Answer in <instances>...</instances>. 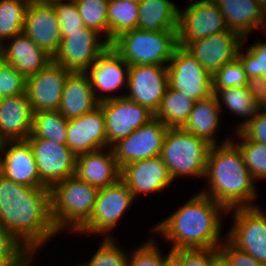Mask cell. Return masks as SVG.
Masks as SVG:
<instances>
[{"label":"cell","mask_w":266,"mask_h":266,"mask_svg":"<svg viewBox=\"0 0 266 266\" xmlns=\"http://www.w3.org/2000/svg\"><path fill=\"white\" fill-rule=\"evenodd\" d=\"M204 180L205 188L199 191L227 211L258 205L257 182L252 178L239 148L232 141L211 145Z\"/></svg>","instance_id":"obj_3"},{"label":"cell","mask_w":266,"mask_h":266,"mask_svg":"<svg viewBox=\"0 0 266 266\" xmlns=\"http://www.w3.org/2000/svg\"><path fill=\"white\" fill-rule=\"evenodd\" d=\"M254 41L244 53L243 45H246V39H243L242 46L237 53V59L241 62L249 80L258 85L266 79V41Z\"/></svg>","instance_id":"obj_36"},{"label":"cell","mask_w":266,"mask_h":266,"mask_svg":"<svg viewBox=\"0 0 266 266\" xmlns=\"http://www.w3.org/2000/svg\"><path fill=\"white\" fill-rule=\"evenodd\" d=\"M109 0H75L84 26L99 33L108 42L107 4Z\"/></svg>","instance_id":"obj_37"},{"label":"cell","mask_w":266,"mask_h":266,"mask_svg":"<svg viewBox=\"0 0 266 266\" xmlns=\"http://www.w3.org/2000/svg\"><path fill=\"white\" fill-rule=\"evenodd\" d=\"M167 131L168 127L154 117L126 138L119 140L112 146L119 167L160 156Z\"/></svg>","instance_id":"obj_14"},{"label":"cell","mask_w":266,"mask_h":266,"mask_svg":"<svg viewBox=\"0 0 266 266\" xmlns=\"http://www.w3.org/2000/svg\"><path fill=\"white\" fill-rule=\"evenodd\" d=\"M257 86L261 102V109L266 110V79L261 81Z\"/></svg>","instance_id":"obj_49"},{"label":"cell","mask_w":266,"mask_h":266,"mask_svg":"<svg viewBox=\"0 0 266 266\" xmlns=\"http://www.w3.org/2000/svg\"><path fill=\"white\" fill-rule=\"evenodd\" d=\"M40 252L38 250L35 251H30L27 261H26V265L25 266H34L35 264V259L37 257V253ZM36 256V257H35ZM34 260V261H33ZM74 266V265H73ZM75 266H80L79 263L75 264Z\"/></svg>","instance_id":"obj_50"},{"label":"cell","mask_w":266,"mask_h":266,"mask_svg":"<svg viewBox=\"0 0 266 266\" xmlns=\"http://www.w3.org/2000/svg\"><path fill=\"white\" fill-rule=\"evenodd\" d=\"M67 146L76 156L107 148L105 118L100 106L68 120Z\"/></svg>","instance_id":"obj_22"},{"label":"cell","mask_w":266,"mask_h":266,"mask_svg":"<svg viewBox=\"0 0 266 266\" xmlns=\"http://www.w3.org/2000/svg\"><path fill=\"white\" fill-rule=\"evenodd\" d=\"M128 69L129 64L109 46L85 71L99 102L125 95L123 91L127 89Z\"/></svg>","instance_id":"obj_15"},{"label":"cell","mask_w":266,"mask_h":266,"mask_svg":"<svg viewBox=\"0 0 266 266\" xmlns=\"http://www.w3.org/2000/svg\"><path fill=\"white\" fill-rule=\"evenodd\" d=\"M231 141L239 148L252 178L266 180V144L250 140L241 130L232 132Z\"/></svg>","instance_id":"obj_34"},{"label":"cell","mask_w":266,"mask_h":266,"mask_svg":"<svg viewBox=\"0 0 266 266\" xmlns=\"http://www.w3.org/2000/svg\"><path fill=\"white\" fill-rule=\"evenodd\" d=\"M33 110L26 93L0 98V139L26 140L31 134Z\"/></svg>","instance_id":"obj_24"},{"label":"cell","mask_w":266,"mask_h":266,"mask_svg":"<svg viewBox=\"0 0 266 266\" xmlns=\"http://www.w3.org/2000/svg\"><path fill=\"white\" fill-rule=\"evenodd\" d=\"M210 249L181 250V266H209Z\"/></svg>","instance_id":"obj_46"},{"label":"cell","mask_w":266,"mask_h":266,"mask_svg":"<svg viewBox=\"0 0 266 266\" xmlns=\"http://www.w3.org/2000/svg\"><path fill=\"white\" fill-rule=\"evenodd\" d=\"M169 87L194 101L210 97L212 76L183 46L178 45L167 64Z\"/></svg>","instance_id":"obj_9"},{"label":"cell","mask_w":266,"mask_h":266,"mask_svg":"<svg viewBox=\"0 0 266 266\" xmlns=\"http://www.w3.org/2000/svg\"><path fill=\"white\" fill-rule=\"evenodd\" d=\"M198 192L167 218H162L151 227L149 233L163 237L165 243H169L168 249H219L226 238L222 223L227 210L212 198Z\"/></svg>","instance_id":"obj_2"},{"label":"cell","mask_w":266,"mask_h":266,"mask_svg":"<svg viewBox=\"0 0 266 266\" xmlns=\"http://www.w3.org/2000/svg\"><path fill=\"white\" fill-rule=\"evenodd\" d=\"M211 144L182 128H168L160 157L173 180L203 179ZM183 177V178H182Z\"/></svg>","instance_id":"obj_5"},{"label":"cell","mask_w":266,"mask_h":266,"mask_svg":"<svg viewBox=\"0 0 266 266\" xmlns=\"http://www.w3.org/2000/svg\"><path fill=\"white\" fill-rule=\"evenodd\" d=\"M30 251L0 220V266H25Z\"/></svg>","instance_id":"obj_38"},{"label":"cell","mask_w":266,"mask_h":266,"mask_svg":"<svg viewBox=\"0 0 266 266\" xmlns=\"http://www.w3.org/2000/svg\"><path fill=\"white\" fill-rule=\"evenodd\" d=\"M136 202L126 184L120 179L115 184L100 188L89 220L75 233L114 238V230ZM97 234V235H96Z\"/></svg>","instance_id":"obj_7"},{"label":"cell","mask_w":266,"mask_h":266,"mask_svg":"<svg viewBox=\"0 0 266 266\" xmlns=\"http://www.w3.org/2000/svg\"><path fill=\"white\" fill-rule=\"evenodd\" d=\"M222 111L228 110L234 116L241 118L233 132L242 130L261 110L258 86L221 89L215 94ZM235 130V131H234Z\"/></svg>","instance_id":"obj_29"},{"label":"cell","mask_w":266,"mask_h":266,"mask_svg":"<svg viewBox=\"0 0 266 266\" xmlns=\"http://www.w3.org/2000/svg\"><path fill=\"white\" fill-rule=\"evenodd\" d=\"M109 46L99 33L84 26L67 32L52 61L71 72H85Z\"/></svg>","instance_id":"obj_10"},{"label":"cell","mask_w":266,"mask_h":266,"mask_svg":"<svg viewBox=\"0 0 266 266\" xmlns=\"http://www.w3.org/2000/svg\"><path fill=\"white\" fill-rule=\"evenodd\" d=\"M0 174L27 187H46L40 180L32 149L26 140L2 142Z\"/></svg>","instance_id":"obj_20"},{"label":"cell","mask_w":266,"mask_h":266,"mask_svg":"<svg viewBox=\"0 0 266 266\" xmlns=\"http://www.w3.org/2000/svg\"><path fill=\"white\" fill-rule=\"evenodd\" d=\"M221 120H223L221 109L216 96L212 94L206 99L195 101L190 117L183 128L211 145L225 144L231 141L232 137L226 135L228 137L223 138L224 141L221 138L220 142L217 139V131L222 128Z\"/></svg>","instance_id":"obj_28"},{"label":"cell","mask_w":266,"mask_h":266,"mask_svg":"<svg viewBox=\"0 0 266 266\" xmlns=\"http://www.w3.org/2000/svg\"><path fill=\"white\" fill-rule=\"evenodd\" d=\"M241 131L250 140L266 144V110L261 109Z\"/></svg>","instance_id":"obj_45"},{"label":"cell","mask_w":266,"mask_h":266,"mask_svg":"<svg viewBox=\"0 0 266 266\" xmlns=\"http://www.w3.org/2000/svg\"><path fill=\"white\" fill-rule=\"evenodd\" d=\"M99 106L85 72H71L63 86L58 111L67 120L81 117Z\"/></svg>","instance_id":"obj_27"},{"label":"cell","mask_w":266,"mask_h":266,"mask_svg":"<svg viewBox=\"0 0 266 266\" xmlns=\"http://www.w3.org/2000/svg\"><path fill=\"white\" fill-rule=\"evenodd\" d=\"M29 0H0V46L23 32Z\"/></svg>","instance_id":"obj_35"},{"label":"cell","mask_w":266,"mask_h":266,"mask_svg":"<svg viewBox=\"0 0 266 266\" xmlns=\"http://www.w3.org/2000/svg\"><path fill=\"white\" fill-rule=\"evenodd\" d=\"M148 237L144 243L128 252L127 266H161L164 251L159 247L155 235Z\"/></svg>","instance_id":"obj_41"},{"label":"cell","mask_w":266,"mask_h":266,"mask_svg":"<svg viewBox=\"0 0 266 266\" xmlns=\"http://www.w3.org/2000/svg\"><path fill=\"white\" fill-rule=\"evenodd\" d=\"M70 73L52 61L26 79V94L33 112L58 110L63 86Z\"/></svg>","instance_id":"obj_18"},{"label":"cell","mask_w":266,"mask_h":266,"mask_svg":"<svg viewBox=\"0 0 266 266\" xmlns=\"http://www.w3.org/2000/svg\"><path fill=\"white\" fill-rule=\"evenodd\" d=\"M121 180L135 199L164 192L174 182L160 156L126 164L121 168Z\"/></svg>","instance_id":"obj_19"},{"label":"cell","mask_w":266,"mask_h":266,"mask_svg":"<svg viewBox=\"0 0 266 266\" xmlns=\"http://www.w3.org/2000/svg\"><path fill=\"white\" fill-rule=\"evenodd\" d=\"M99 106L105 118L107 147H112L154 118V113L147 107L125 96L101 101Z\"/></svg>","instance_id":"obj_12"},{"label":"cell","mask_w":266,"mask_h":266,"mask_svg":"<svg viewBox=\"0 0 266 266\" xmlns=\"http://www.w3.org/2000/svg\"><path fill=\"white\" fill-rule=\"evenodd\" d=\"M229 31L221 10L213 0H197L179 8L178 42L196 41Z\"/></svg>","instance_id":"obj_11"},{"label":"cell","mask_w":266,"mask_h":266,"mask_svg":"<svg viewBox=\"0 0 266 266\" xmlns=\"http://www.w3.org/2000/svg\"><path fill=\"white\" fill-rule=\"evenodd\" d=\"M139 3L128 0H109L107 4L108 43L120 34L137 29Z\"/></svg>","instance_id":"obj_32"},{"label":"cell","mask_w":266,"mask_h":266,"mask_svg":"<svg viewBox=\"0 0 266 266\" xmlns=\"http://www.w3.org/2000/svg\"><path fill=\"white\" fill-rule=\"evenodd\" d=\"M26 93V78L11 64L0 58V97Z\"/></svg>","instance_id":"obj_43"},{"label":"cell","mask_w":266,"mask_h":266,"mask_svg":"<svg viewBox=\"0 0 266 266\" xmlns=\"http://www.w3.org/2000/svg\"><path fill=\"white\" fill-rule=\"evenodd\" d=\"M137 29L143 31H177L179 6L172 0H141Z\"/></svg>","instance_id":"obj_30"},{"label":"cell","mask_w":266,"mask_h":266,"mask_svg":"<svg viewBox=\"0 0 266 266\" xmlns=\"http://www.w3.org/2000/svg\"><path fill=\"white\" fill-rule=\"evenodd\" d=\"M59 20L60 35L63 39L67 32L79 31L84 27L83 20L76 7L75 0H61L52 3Z\"/></svg>","instance_id":"obj_42"},{"label":"cell","mask_w":266,"mask_h":266,"mask_svg":"<svg viewBox=\"0 0 266 266\" xmlns=\"http://www.w3.org/2000/svg\"><path fill=\"white\" fill-rule=\"evenodd\" d=\"M243 37L236 31L229 30L196 41L178 42L190 52L213 76L219 68L237 58Z\"/></svg>","instance_id":"obj_17"},{"label":"cell","mask_w":266,"mask_h":266,"mask_svg":"<svg viewBox=\"0 0 266 266\" xmlns=\"http://www.w3.org/2000/svg\"><path fill=\"white\" fill-rule=\"evenodd\" d=\"M26 141L32 149L40 180L47 188L75 175L77 156L67 145L41 138Z\"/></svg>","instance_id":"obj_13"},{"label":"cell","mask_w":266,"mask_h":266,"mask_svg":"<svg viewBox=\"0 0 266 266\" xmlns=\"http://www.w3.org/2000/svg\"><path fill=\"white\" fill-rule=\"evenodd\" d=\"M0 58L14 66L26 79L52 62V58L24 32L0 46Z\"/></svg>","instance_id":"obj_25"},{"label":"cell","mask_w":266,"mask_h":266,"mask_svg":"<svg viewBox=\"0 0 266 266\" xmlns=\"http://www.w3.org/2000/svg\"><path fill=\"white\" fill-rule=\"evenodd\" d=\"M98 190L76 175L50 189L51 218L59 235L76 233L89 220Z\"/></svg>","instance_id":"obj_4"},{"label":"cell","mask_w":266,"mask_h":266,"mask_svg":"<svg viewBox=\"0 0 266 266\" xmlns=\"http://www.w3.org/2000/svg\"><path fill=\"white\" fill-rule=\"evenodd\" d=\"M168 68L162 65H131L125 97L147 107L154 114L168 88Z\"/></svg>","instance_id":"obj_16"},{"label":"cell","mask_w":266,"mask_h":266,"mask_svg":"<svg viewBox=\"0 0 266 266\" xmlns=\"http://www.w3.org/2000/svg\"><path fill=\"white\" fill-rule=\"evenodd\" d=\"M219 249L226 255L231 266H266L247 252L238 249L227 238L223 240Z\"/></svg>","instance_id":"obj_44"},{"label":"cell","mask_w":266,"mask_h":266,"mask_svg":"<svg viewBox=\"0 0 266 266\" xmlns=\"http://www.w3.org/2000/svg\"><path fill=\"white\" fill-rule=\"evenodd\" d=\"M194 104V100L168 86L154 117L168 128H182L187 123Z\"/></svg>","instance_id":"obj_31"},{"label":"cell","mask_w":266,"mask_h":266,"mask_svg":"<svg viewBox=\"0 0 266 266\" xmlns=\"http://www.w3.org/2000/svg\"><path fill=\"white\" fill-rule=\"evenodd\" d=\"M231 215H230V214ZM231 228L226 238L238 249L266 264V212L259 205L238 207L227 211Z\"/></svg>","instance_id":"obj_8"},{"label":"cell","mask_w":266,"mask_h":266,"mask_svg":"<svg viewBox=\"0 0 266 266\" xmlns=\"http://www.w3.org/2000/svg\"><path fill=\"white\" fill-rule=\"evenodd\" d=\"M224 15L229 30L248 41L249 34L262 29L266 33V13L256 0H213Z\"/></svg>","instance_id":"obj_26"},{"label":"cell","mask_w":266,"mask_h":266,"mask_svg":"<svg viewBox=\"0 0 266 266\" xmlns=\"http://www.w3.org/2000/svg\"><path fill=\"white\" fill-rule=\"evenodd\" d=\"M0 220L31 251L59 235L51 218L50 189L27 187L1 174Z\"/></svg>","instance_id":"obj_1"},{"label":"cell","mask_w":266,"mask_h":266,"mask_svg":"<svg viewBox=\"0 0 266 266\" xmlns=\"http://www.w3.org/2000/svg\"><path fill=\"white\" fill-rule=\"evenodd\" d=\"M128 1H134V2L139 3L141 0H128Z\"/></svg>","instance_id":"obj_53"},{"label":"cell","mask_w":266,"mask_h":266,"mask_svg":"<svg viewBox=\"0 0 266 266\" xmlns=\"http://www.w3.org/2000/svg\"><path fill=\"white\" fill-rule=\"evenodd\" d=\"M58 1H61V0H29V2H33L37 4H52Z\"/></svg>","instance_id":"obj_51"},{"label":"cell","mask_w":266,"mask_h":266,"mask_svg":"<svg viewBox=\"0 0 266 266\" xmlns=\"http://www.w3.org/2000/svg\"><path fill=\"white\" fill-rule=\"evenodd\" d=\"M75 175L100 189L118 182L121 179V168L112 147H107L77 156Z\"/></svg>","instance_id":"obj_23"},{"label":"cell","mask_w":266,"mask_h":266,"mask_svg":"<svg viewBox=\"0 0 266 266\" xmlns=\"http://www.w3.org/2000/svg\"><path fill=\"white\" fill-rule=\"evenodd\" d=\"M163 253L161 266H181V250L168 249ZM166 254V255H165Z\"/></svg>","instance_id":"obj_47"},{"label":"cell","mask_w":266,"mask_h":266,"mask_svg":"<svg viewBox=\"0 0 266 266\" xmlns=\"http://www.w3.org/2000/svg\"><path fill=\"white\" fill-rule=\"evenodd\" d=\"M259 4V6L264 10L266 13V0H256Z\"/></svg>","instance_id":"obj_52"},{"label":"cell","mask_w":266,"mask_h":266,"mask_svg":"<svg viewBox=\"0 0 266 266\" xmlns=\"http://www.w3.org/2000/svg\"><path fill=\"white\" fill-rule=\"evenodd\" d=\"M244 86H257L247 77L241 62L235 60L224 64L212 76V93L215 95L221 89L240 88Z\"/></svg>","instance_id":"obj_40"},{"label":"cell","mask_w":266,"mask_h":266,"mask_svg":"<svg viewBox=\"0 0 266 266\" xmlns=\"http://www.w3.org/2000/svg\"><path fill=\"white\" fill-rule=\"evenodd\" d=\"M116 238H103L89 261L79 263L80 266H127L128 251L121 248Z\"/></svg>","instance_id":"obj_39"},{"label":"cell","mask_w":266,"mask_h":266,"mask_svg":"<svg viewBox=\"0 0 266 266\" xmlns=\"http://www.w3.org/2000/svg\"><path fill=\"white\" fill-rule=\"evenodd\" d=\"M177 46V31H143L140 29L126 31L110 44V47L129 66H167Z\"/></svg>","instance_id":"obj_6"},{"label":"cell","mask_w":266,"mask_h":266,"mask_svg":"<svg viewBox=\"0 0 266 266\" xmlns=\"http://www.w3.org/2000/svg\"><path fill=\"white\" fill-rule=\"evenodd\" d=\"M209 266H231V264L220 249H210Z\"/></svg>","instance_id":"obj_48"},{"label":"cell","mask_w":266,"mask_h":266,"mask_svg":"<svg viewBox=\"0 0 266 266\" xmlns=\"http://www.w3.org/2000/svg\"><path fill=\"white\" fill-rule=\"evenodd\" d=\"M23 32L47 55L54 58L62 38L59 20L52 4L29 2Z\"/></svg>","instance_id":"obj_21"},{"label":"cell","mask_w":266,"mask_h":266,"mask_svg":"<svg viewBox=\"0 0 266 266\" xmlns=\"http://www.w3.org/2000/svg\"><path fill=\"white\" fill-rule=\"evenodd\" d=\"M67 122L58 110L33 112L32 131L27 138H41L67 145Z\"/></svg>","instance_id":"obj_33"}]
</instances>
